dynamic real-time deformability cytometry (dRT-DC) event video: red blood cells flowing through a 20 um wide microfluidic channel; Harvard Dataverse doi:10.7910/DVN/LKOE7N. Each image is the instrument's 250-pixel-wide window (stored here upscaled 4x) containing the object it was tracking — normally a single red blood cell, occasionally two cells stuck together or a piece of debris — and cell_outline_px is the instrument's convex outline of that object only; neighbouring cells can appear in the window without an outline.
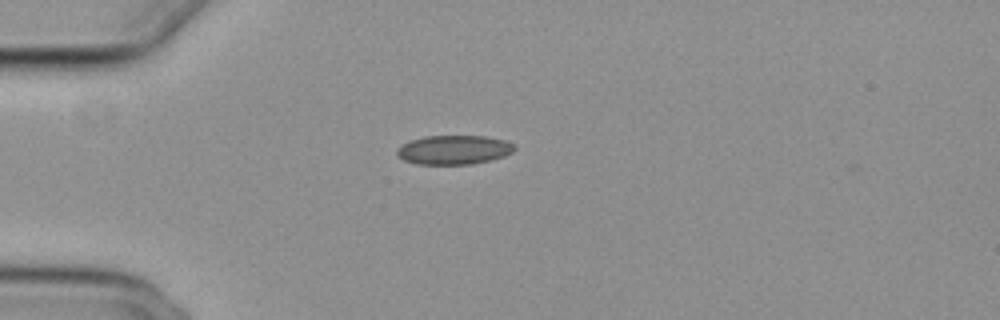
{"species": "common noctule bat (a hibernating species)", "species_latin": "Nyctalus noctula", "temperature_condition": "cold", "stored_images_in_passage": 40, "camera_frame_rate_fps": 3000, "um_per_image_px": 0.085, "animal": {"sex": "female", "body_mass_g": 29.2, "forearm_length_mm": 56.3}, "frame": {"image": 1, "passage_image": 1, "time_ms": 0.0, "image_size_px": [1000, 320], "cell_outline_px": [[516, 148], [512, 152], [504, 156], [472, 164], [416, 164], [404, 160], [396, 156], [396, 148], [412, 140], [424, 136], [484, 136], [504, 140], [512, 144]], "centroid_in_image_um": [38.54, 12.74], "position_along_channel_um": 46.5, "area_um2": 19.83}}
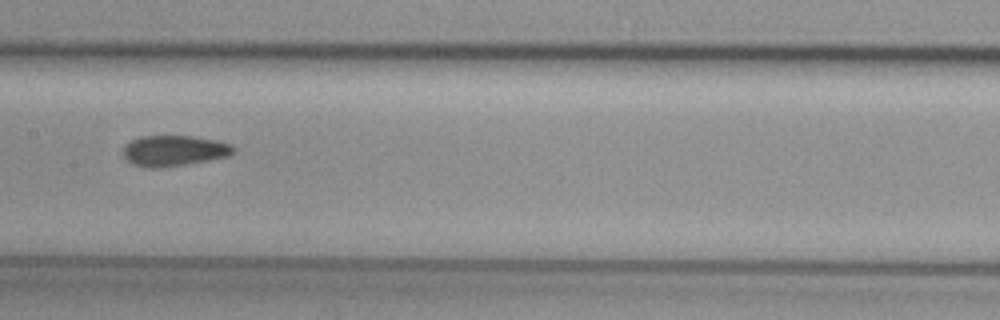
{"frame": {"image": 2, "passage_image": 14, "time_ms": 4.333, "image_size_px": [1000, 320], "cell_outline_px": [[236, 152], [228, 156], [184, 164], [160, 168], [148, 168], [132, 164], [120, 152], [132, 140], [140, 136], [192, 136], [216, 140], [232, 144], [236, 148]], "centroid_in_image_um": [14.8, 12.81], "position_along_channel_um": 192.6, "area_um2": 19.71}}
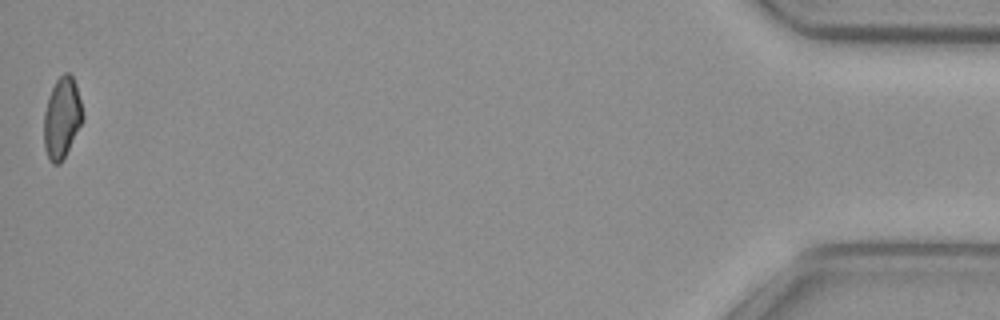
{"frame": {"image": 3, "passage_image": 40, "time_ms": 13.0, "image_size_px": [1000, 320], "cell_outline_px": [[84, 120], [60, 164], [52, 164], [48, 160], [44, 148], [44, 112], [52, 88], [56, 80], [64, 72], [68, 72], [72, 76], [76, 84], [84, 112]], "centroid_in_image_um": [5.27, 10.03], "position_along_channel_um": 429.9, "area_um2": 18.44}, "authors_computed_cell_mechanics": {"area_um2": 19.6809, "velocity_mm_per_s": 3.8457, "shape_relaxation_time_tau1_ms": null, "shape_relaxation_time_tau2_ms": 2.5711, "deformation_change_tau1": null, "deformation_change_tau2": 0.0786}}